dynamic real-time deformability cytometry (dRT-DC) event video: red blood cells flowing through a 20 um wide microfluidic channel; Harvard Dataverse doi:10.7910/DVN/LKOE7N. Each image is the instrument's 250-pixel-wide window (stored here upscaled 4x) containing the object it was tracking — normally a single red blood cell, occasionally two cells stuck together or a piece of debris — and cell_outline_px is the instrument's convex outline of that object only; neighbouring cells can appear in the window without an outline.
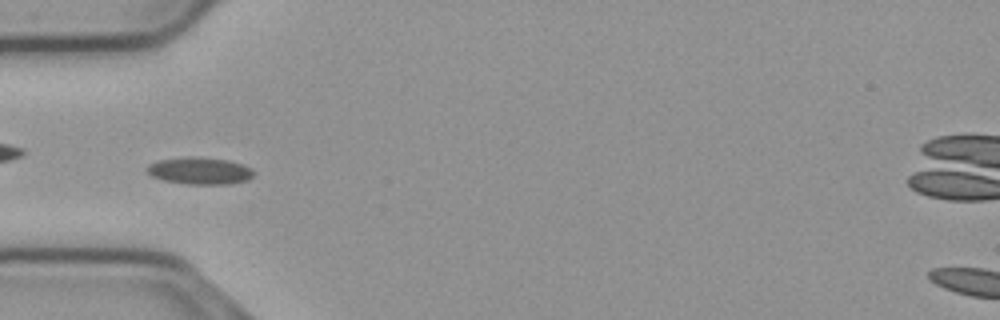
{"species": "common noctule bat (a hibernating species)", "species_latin": "Nyctalus noctula", "temperature_condition": "cold", "stored_images_in_passage": 57, "camera_frame_rate_fps": 3000, "um_per_image_px": 0.085, "animal": {"sex": "male", "body_mass_g": 23.1, "forearm_length_mm": 52.7}, "frame": {"image": 1, "passage_image": 19, "time_ms": 6.0, "image_size_px": [1000, 320], "cell_outline_px": [[256, 172], [248, 180], [232, 184], [188, 184], [164, 180], [152, 176], [144, 168], [148, 164], [160, 160], [188, 156], [192, 156], [228, 160], [252, 168]], "centroid_in_image_um": [16.99, 14.52], "position_along_channel_um": 68.0, "area_um2": 16.88}}
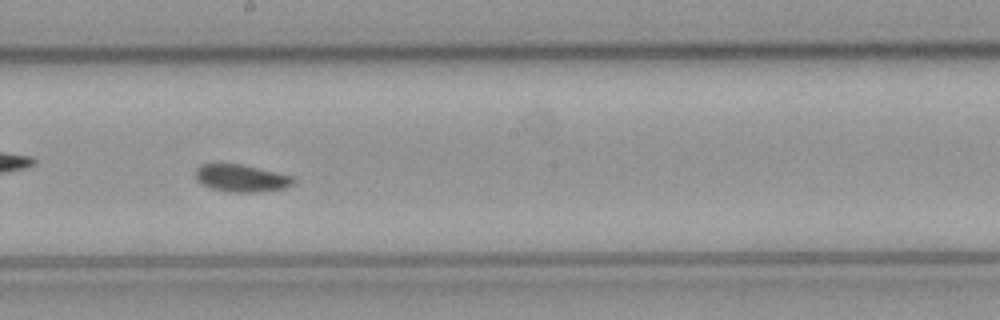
{"frame": {"image": 2, "passage_image": 32, "time_ms": 10.333, "image_size_px": [1000, 320], "cell_outline_px": [[296, 180], [292, 184], [284, 188], [264, 192], [232, 192], [212, 188], [200, 184], [196, 180], [196, 168], [200, 164], [240, 164], [276, 172], [292, 176]], "centroid_in_image_um": [20.5, 15.15], "position_along_channel_um": 227.7, "area_um2": 15.55}}
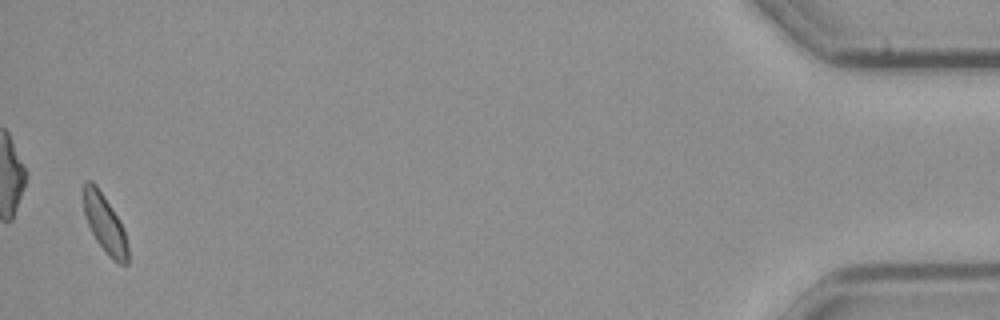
{"frame": {"image": 3, "passage_image": 56, "time_ms": 18.333, "image_size_px": [1000, 320], "cell_outline_px": [[128, 264], [120, 264], [96, 240], [88, 224], [84, 212], [84, 184], [88, 180], [92, 180], [96, 184], [104, 196], [116, 216], [124, 232], [128, 248]], "centroid_in_image_um": [8.89, 18.97], "position_along_channel_um": 426.3, "area_um2": 14.22}, "authors_computed_cell_mechanics": {"area_um2": 15.606, "velocity_mm_per_s": 3.6696, "shape_relaxation_time_tau1_ms": 11.3641, "shape_relaxation_time_tau2_ms": null, "deformation_change_tau1": 0.1147, "deformation_change_tau2": null}}